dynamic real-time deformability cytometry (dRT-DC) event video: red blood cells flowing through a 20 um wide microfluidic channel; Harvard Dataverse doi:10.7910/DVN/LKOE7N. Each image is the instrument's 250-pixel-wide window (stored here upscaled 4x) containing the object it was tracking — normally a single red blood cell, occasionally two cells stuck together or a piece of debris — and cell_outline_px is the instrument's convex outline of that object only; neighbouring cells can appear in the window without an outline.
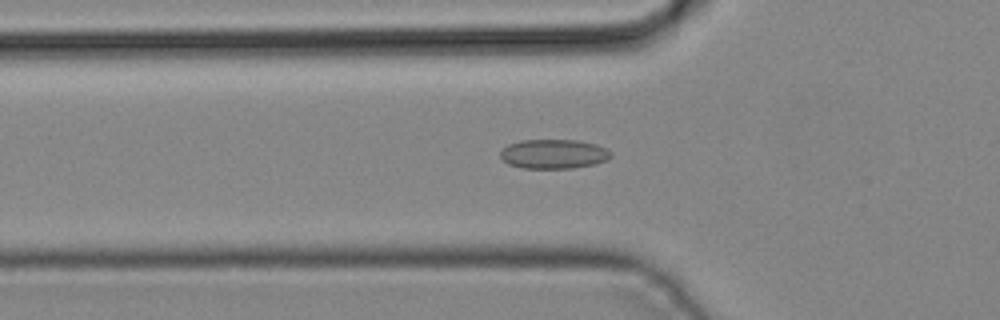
{"species": "common noctule bat (a hibernating species)", "species_latin": "Nyctalus noctula", "temperature_condition": "cold", "stored_images_in_passage": 34, "camera_frame_rate_fps": 3000, "um_per_image_px": 0.085, "animal": {"sex": "male", "body_mass_g": 19.2, "forearm_length_mm": 51.8}, "frame": {"image": 1, "passage_image": 5, "time_ms": 1.333, "image_size_px": [1000, 320], "cell_outline_px": [[612, 156], [608, 160], [596, 164], [572, 168], [520, 168], [508, 164], [500, 156], [500, 152], [508, 144], [520, 140], [576, 140], [596, 144], [612, 152]], "centroid_in_image_um": [47.07, 13.09], "position_along_channel_um": 78.7, "area_um2": 19.02}}
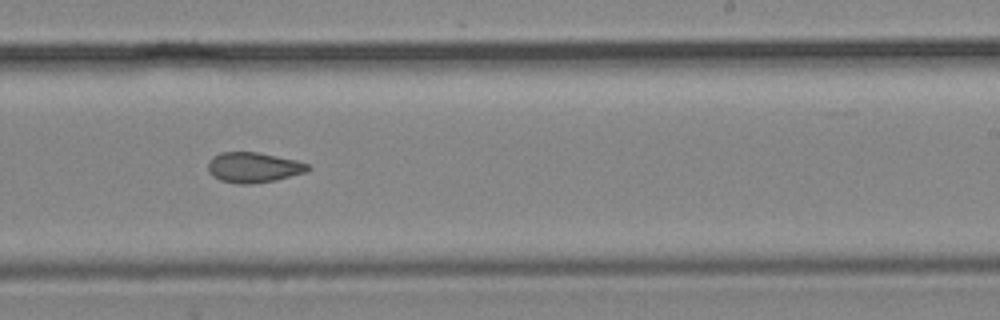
{"frame": {"image": 2, "passage_image": 17, "time_ms": 5.333, "image_size_px": [1000, 320], "cell_outline_px": [[312, 168], [304, 172], [276, 180], [252, 184], [236, 184], [220, 180], [212, 176], [208, 172], [208, 160], [212, 156], [220, 152], [256, 152], [296, 160], [308, 164]], "centroid_in_image_um": [21.5, 14.23], "position_along_channel_um": 267.5, "area_um2": 17.69}}
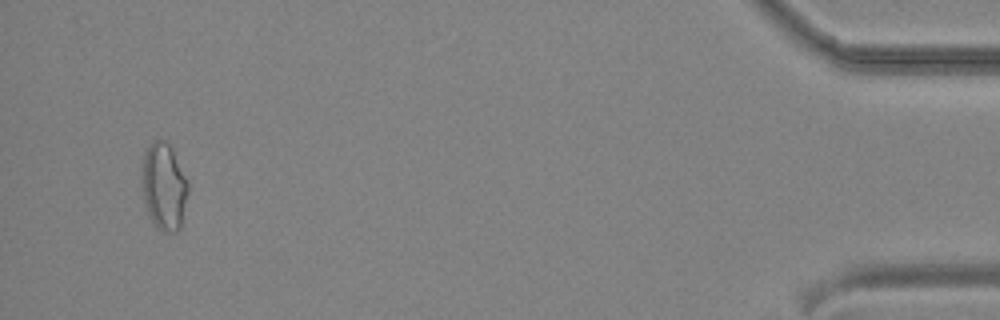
{"frame": {"image": 3, "passage_image": 32, "time_ms": 10.333, "image_size_px": [1000, 320], "cell_outline_px": [[188, 192], [180, 228], [176, 232], [160, 232], [156, 228], [144, 204], [140, 184], [140, 168], [144, 152], [148, 144], [152, 140], [160, 136], [168, 140], [188, 180]], "centroid_in_image_um": [13.89, 15.77], "position_along_channel_um": 421.3, "area_um2": 24.51}}